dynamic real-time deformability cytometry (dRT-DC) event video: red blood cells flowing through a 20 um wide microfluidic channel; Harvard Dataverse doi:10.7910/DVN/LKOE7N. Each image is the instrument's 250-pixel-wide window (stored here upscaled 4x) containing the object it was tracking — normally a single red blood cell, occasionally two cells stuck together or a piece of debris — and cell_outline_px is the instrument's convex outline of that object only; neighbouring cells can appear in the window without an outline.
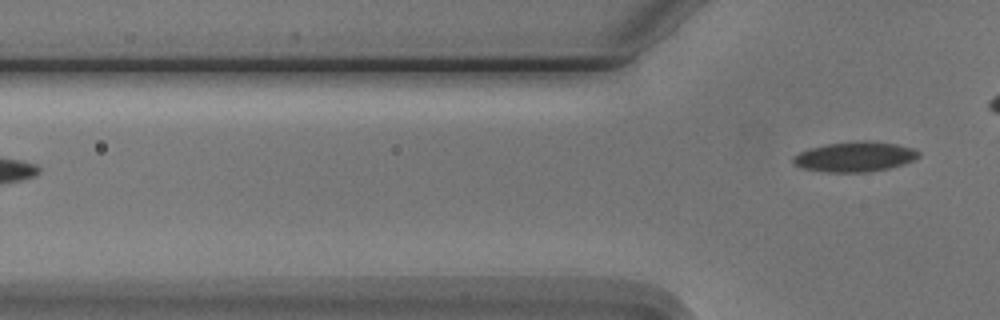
{"species": "Egyptian fruit bat (a non-hibernating species)", "species_latin": "Rousettus aegyptiacus", "temperature_condition": "cold", "stored_images_in_passage": 5, "camera_frame_rate_fps": 3000, "um_per_image_px": 0.085, "animal": {"sex": "male"}, "frame": {"image": 1, "passage_image": 5, "time_ms": 5.333, "image_size_px": [1000, 320], "cell_outline_px": [[920, 156], [904, 164], [888, 168], [864, 172], [828, 172], [804, 168], [792, 164], [792, 156], [800, 152], [812, 148], [828, 144], [860, 140], [868, 140], [896, 144], [912, 148], [920, 152]], "centroid_in_image_um": [72.66, 13.32], "position_along_channel_um": 53.1, "area_um2": 21.79}}